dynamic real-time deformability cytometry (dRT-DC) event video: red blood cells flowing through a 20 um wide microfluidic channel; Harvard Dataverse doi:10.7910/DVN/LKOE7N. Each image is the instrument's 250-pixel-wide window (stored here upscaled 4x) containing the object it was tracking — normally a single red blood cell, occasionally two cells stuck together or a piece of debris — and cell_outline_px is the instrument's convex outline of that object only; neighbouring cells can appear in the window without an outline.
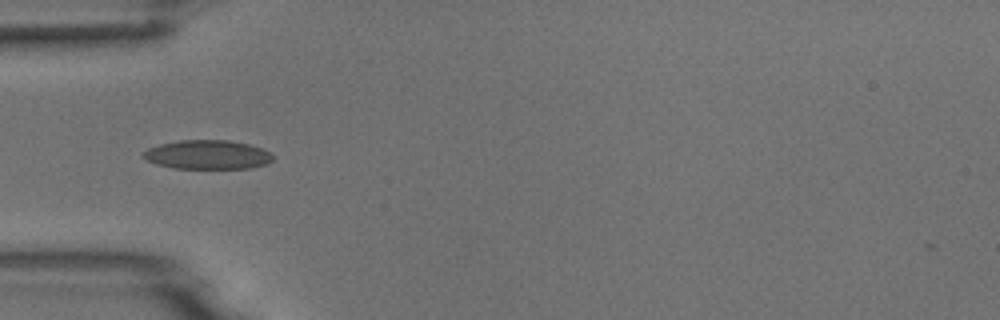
{"species": "common noctule bat (a hibernating species)", "species_latin": "Nyctalus noctula", "temperature_condition": "room temperature", "stored_images_in_passage": 7, "camera_frame_rate_fps": 3000, "um_per_image_px": 0.085, "animal": {"sex": "male", "body_mass_g": 18.8}, "frame": {"image": 1, "passage_image": 5, "time_ms": 4.333, "image_size_px": [1000, 320], "cell_outline_px": [[272, 160], [268, 164], [252, 168], [172, 168], [156, 164], [140, 156], [148, 148], [160, 144], [180, 140], [228, 140], [248, 144], [264, 148], [272, 156]], "centroid_in_image_um": [17.64, 13.15], "position_along_channel_um": 67.4, "area_um2": 21.96}}